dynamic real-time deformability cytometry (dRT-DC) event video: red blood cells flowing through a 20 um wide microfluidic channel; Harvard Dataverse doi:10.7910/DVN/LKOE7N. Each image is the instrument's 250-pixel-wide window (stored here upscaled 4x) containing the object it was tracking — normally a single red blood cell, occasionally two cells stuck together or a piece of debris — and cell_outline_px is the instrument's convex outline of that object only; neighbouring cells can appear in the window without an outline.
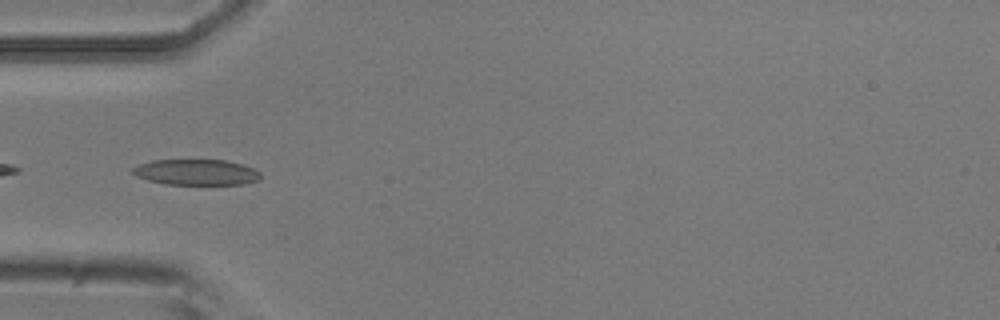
{"species": "common noctule bat (a hibernating species)", "species_latin": "Nyctalus noctula", "temperature_condition": "room temperature", "stored_images_in_passage": 7, "camera_frame_rate_fps": 3000, "um_per_image_px": 0.085, "animal": {"sex": "male", "body_mass_g": 20.5, "forearm_length_mm": 52.5}, "frame": {"image": 1, "passage_image": 5, "time_ms": 1.333, "image_size_px": [1000, 320], "cell_outline_px": [[260, 180], [244, 184], [164, 184], [148, 180], [136, 176], [132, 172], [132, 168], [140, 164], [152, 160], [228, 160], [252, 168], [260, 172]], "centroid_in_image_um": [16.68, 14.64], "position_along_channel_um": 68.3, "area_um2": 19.13}}
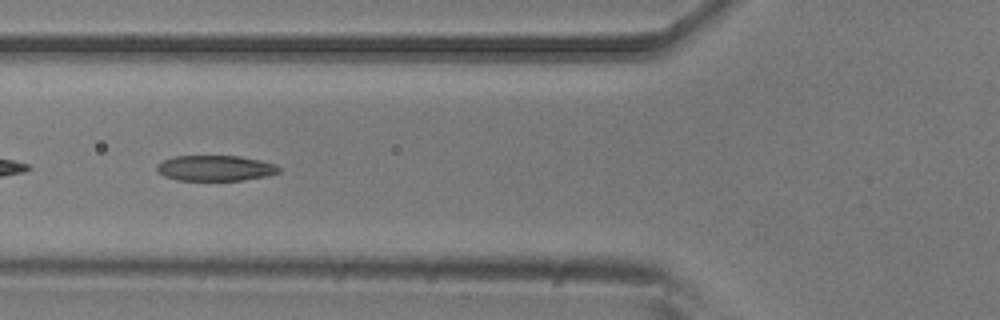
{"frame": {"image": 2, "passage_image": 6, "time_ms": 1.667, "image_size_px": [1000, 320], "cell_outline_px": [[280, 172], [268, 176], [244, 180], [176, 180], [164, 176], [156, 168], [156, 164], [164, 160], [176, 156], [240, 156], [260, 160], [276, 164], [280, 168]], "centroid_in_image_um": [18.33, 14.29], "position_along_channel_um": 107.5, "area_um2": 18.21}}
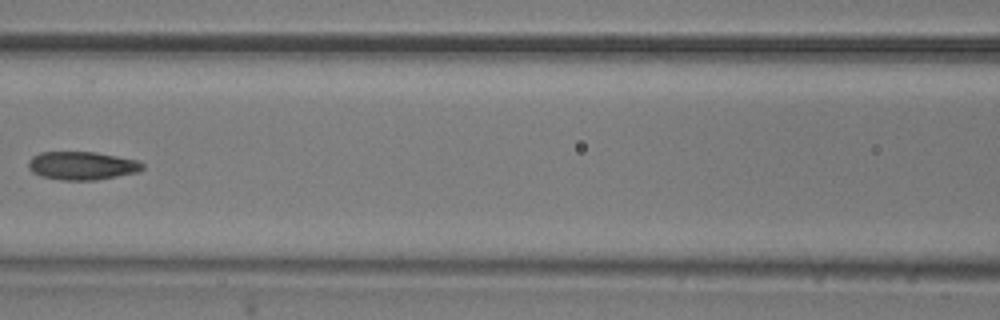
{"frame": {"image": 3, "passage_image": 7, "time_ms": 2.0, "image_size_px": [1000, 320], "cell_outline_px": [[144, 168], [140, 172], [96, 180], [60, 180], [40, 176], [32, 172], [28, 168], [28, 160], [32, 156], [40, 152], [96, 152], [136, 160], [144, 164]], "centroid_in_image_um": [6.95, 14.09], "position_along_channel_um": 159.6, "area_um2": 18.96}}